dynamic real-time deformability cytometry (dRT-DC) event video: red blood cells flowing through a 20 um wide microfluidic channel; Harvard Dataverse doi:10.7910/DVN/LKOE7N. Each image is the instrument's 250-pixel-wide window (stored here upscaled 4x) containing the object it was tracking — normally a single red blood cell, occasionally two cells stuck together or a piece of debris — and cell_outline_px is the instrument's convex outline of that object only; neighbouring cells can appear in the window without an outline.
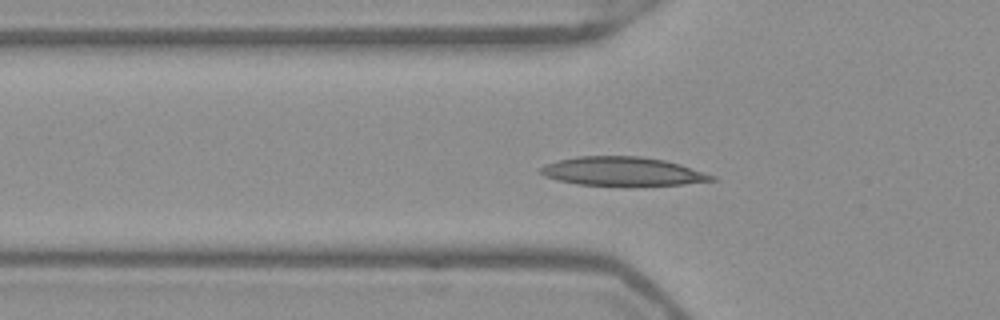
{"species": "Egyptian fruit bat (a non-hibernating species)", "species_latin": "Rousettus aegyptiacus", "temperature_condition": "warm", "stored_images_in_passage": 52, "segment_of_instrument_passage": [1, 2], "camera_frame_rate_fps": 3000, "um_per_image_px": 0.085, "frame": {"image": 1, "passage_image": 17, "time_ms": 5.333, "image_size_px": [1000, 320], "cell_outline_px": [[716, 180], [684, 184], [576, 184], [544, 176], [536, 172], [544, 164], [576, 156], [640, 156], [664, 160], [680, 164], [716, 176]], "centroid_in_image_um": [52.88, 14.54], "position_along_channel_um": 72.9, "area_um2": 28.15}}
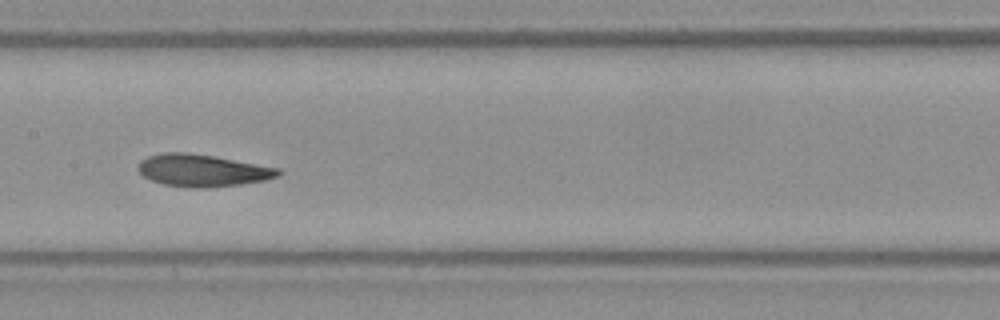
{"frame": {"image": 2, "passage_image": 26, "time_ms": 8.333, "image_size_px": [1000, 320], "cell_outline_px": [[284, 172], [280, 176], [264, 180], [240, 184], [204, 188], [188, 188], [164, 184], [152, 180], [144, 176], [136, 168], [136, 164], [140, 160], [148, 156], [160, 152], [188, 152], [212, 156], [280, 168]], "centroid_in_image_um": [17.19, 14.48], "position_along_channel_um": 190.2, "area_um2": 26.41}}
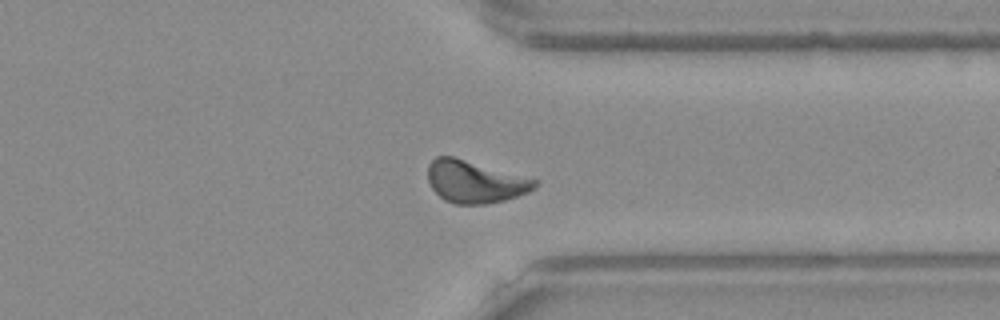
{"frame": {"image": 3, "passage_image": 40, "time_ms": 13.0, "image_size_px": [1000, 320], "cell_outline_px": [[540, 180], [536, 188], [528, 192], [504, 200], [484, 204], [456, 204], [444, 200], [432, 188], [428, 180], [428, 164], [436, 156], [452, 156]], "centroid_in_image_um": [40.38, 15.44], "position_along_channel_um": 371.0, "area_um2": 26.3}}